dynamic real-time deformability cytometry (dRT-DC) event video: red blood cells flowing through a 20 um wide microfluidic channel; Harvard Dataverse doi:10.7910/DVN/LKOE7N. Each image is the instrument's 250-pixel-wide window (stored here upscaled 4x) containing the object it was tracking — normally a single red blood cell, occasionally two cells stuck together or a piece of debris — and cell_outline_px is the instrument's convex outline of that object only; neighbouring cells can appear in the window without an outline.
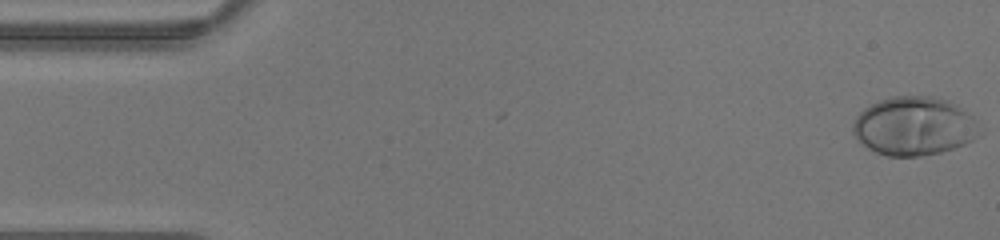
{"species": "human", "species_latin": "Homo sapiens", "temperature_condition": "warm", "stored_images_in_passage": 42, "camera_frame_rate_fps": 3000, "um_per_image_px": 0.085, "donor": {"sex": "male"}, "frame": {"image": 1, "passage_image": 1, "time_ms": 0.0, "image_size_px": [1000, 240], "cell_outline_px": [[984, 132], [980, 136], [964, 144], [940, 152], [920, 156], [888, 156], [876, 152], [868, 148], [856, 140], [852, 132], [852, 124], [856, 116], [864, 108], [880, 100], [892, 96], [932, 96], [948, 100], [956, 104], [972, 116], [976, 120]], "centroid_in_image_um": [77.7, 10.72], "position_along_channel_um": 7.3, "area_um2": 43.64}}
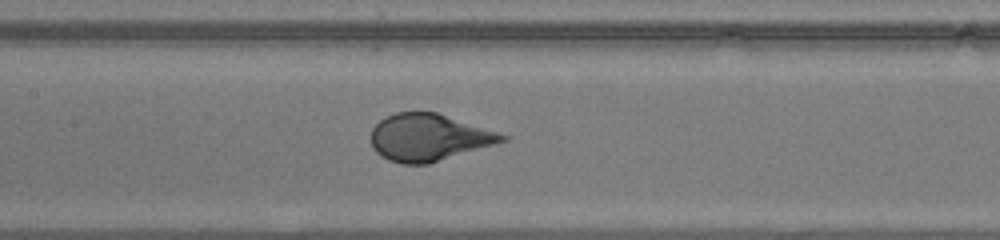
{"frame": {"image": 2, "passage_image": 20, "time_ms": 6.333, "image_size_px": [1000, 240], "cell_outline_px": [[508, 140], [496, 144], [428, 164], [400, 164], [388, 160], [376, 152], [372, 148], [372, 128], [380, 120], [396, 112], [436, 112], [508, 136]], "centroid_in_image_um": [36.42, 11.7], "position_along_channel_um": 171.0, "area_um2": 35.6}}
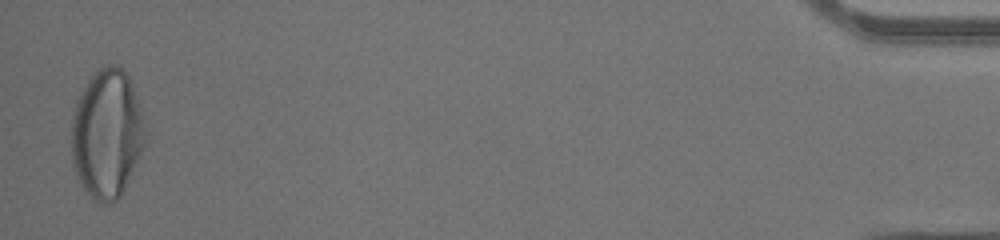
{"frame": {"image": 3, "passage_image": 42, "time_ms": 13.667, "image_size_px": [1000, 240], "cell_outline_px": [[148, 140], [120, 196], [116, 200], [108, 204], [100, 204], [92, 200], [88, 196], [76, 176], [72, 160], [72, 116], [80, 92], [88, 80], [104, 64], [116, 64], [124, 68], [128, 76], [144, 116]], "centroid_in_image_um": [9.11, 11.38], "position_along_channel_um": 426.1, "area_um2": 56.01}}